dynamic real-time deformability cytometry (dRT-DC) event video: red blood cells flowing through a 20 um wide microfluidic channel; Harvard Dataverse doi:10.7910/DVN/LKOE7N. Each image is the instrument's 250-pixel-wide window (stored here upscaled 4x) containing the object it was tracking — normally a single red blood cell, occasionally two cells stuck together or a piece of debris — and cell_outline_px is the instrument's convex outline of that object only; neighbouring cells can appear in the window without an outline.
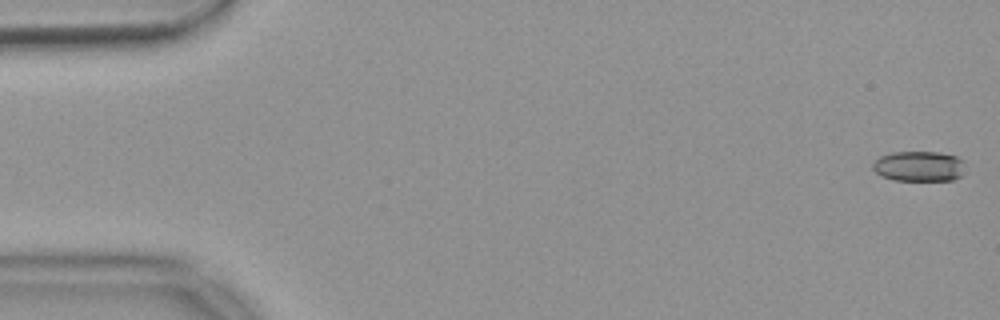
{"species": "common noctule bat (a hibernating species)", "species_latin": "Nyctalus noctula", "temperature_condition": "warm", "stored_images_in_passage": 55, "camera_frame_rate_fps": 3000, "um_per_image_px": 0.085, "animal": {"sex": "female", "body_mass_g": 18.4}, "frame": {"image": 1, "passage_image": 1, "time_ms": 0.0, "image_size_px": [1000, 320], "cell_outline_px": [[960, 176], [952, 180], [892, 180], [880, 176], [872, 168], [872, 164], [880, 156], [892, 152], [940, 152], [956, 156], [960, 160]], "centroid_in_image_um": [78.01, 14.13], "position_along_channel_um": 7.0, "area_um2": 16.01}}
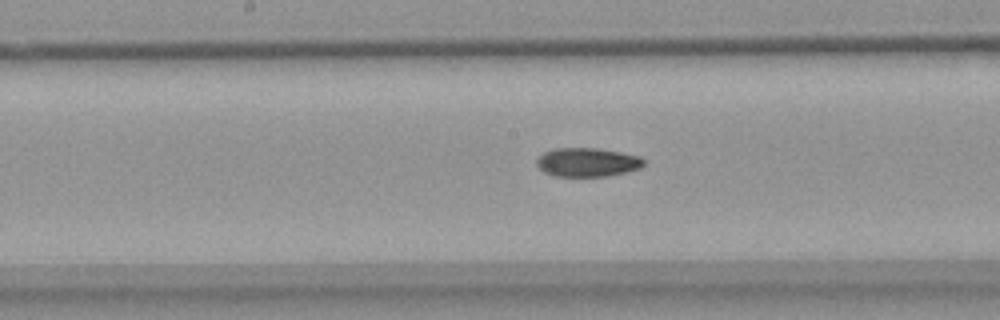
{"frame": {"image": 2, "passage_image": 28, "time_ms": 9.0, "image_size_px": [1000, 320], "cell_outline_px": [[644, 164], [640, 168], [628, 172], [608, 176], [552, 176], [544, 172], [536, 164], [536, 160], [544, 152], [556, 148], [596, 148], [620, 152], [640, 156], [644, 160]], "centroid_in_image_um": [49.93, 13.79], "position_along_channel_um": 198.3, "area_um2": 18.03}}
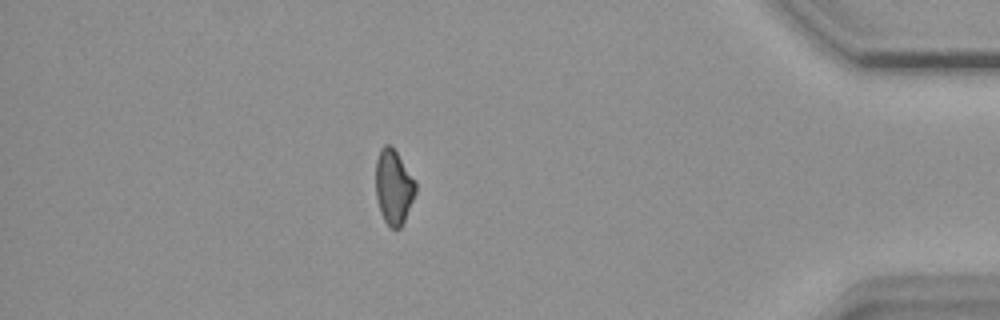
{"frame": {"image": 3, "passage_image": 48, "time_ms": 15.667, "image_size_px": [1000, 320], "cell_outline_px": [[416, 192], [404, 220], [400, 228], [392, 228], [384, 220], [380, 212], [376, 196], [376, 160], [380, 148], [384, 144], [392, 144], [416, 180]], "centroid_in_image_um": [33.46, 15.83], "position_along_channel_um": 401.7, "area_um2": 17.51}, "authors_computed_cell_mechanics": {"area_um2": 17.9758, "velocity_mm_per_s": 3.7053, "shape_relaxation_time_tau1_ms": null, "shape_relaxation_time_tau2_ms": 8.9817, "deformation_change_tau1": null, "deformation_change_tau2": 0.1597}}